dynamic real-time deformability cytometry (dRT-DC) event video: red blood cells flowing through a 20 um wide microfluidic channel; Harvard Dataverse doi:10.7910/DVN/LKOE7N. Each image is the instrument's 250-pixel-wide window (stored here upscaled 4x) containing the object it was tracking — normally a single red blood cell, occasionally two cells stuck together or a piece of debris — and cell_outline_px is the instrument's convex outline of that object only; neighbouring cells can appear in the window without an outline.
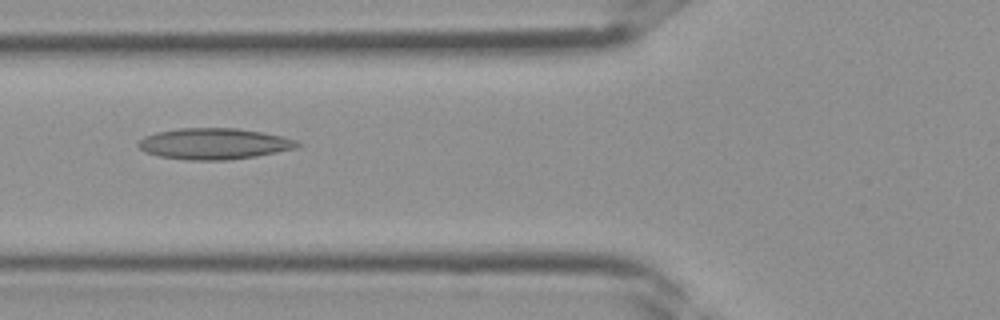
{"species": "Egyptian fruit bat (a non-hibernating species)", "species_latin": "Rousettus aegyptiacus", "temperature_condition": "room temperature", "stored_images_in_passage": 29, "camera_frame_rate_fps": 3000, "um_per_image_px": 0.085, "frame": {"image": 1, "passage_image": 6, "time_ms": 1.667, "image_size_px": [1000, 320], "cell_outline_px": [[304, 144], [296, 148], [256, 156], [228, 160], [184, 160], [160, 156], [144, 152], [136, 144], [144, 136], [156, 132], [180, 128], [236, 128], [260, 132], [280, 136], [296, 140]], "centroid_in_image_um": [18.17, 12.22], "position_along_channel_um": 107.6, "area_um2": 28.84}}
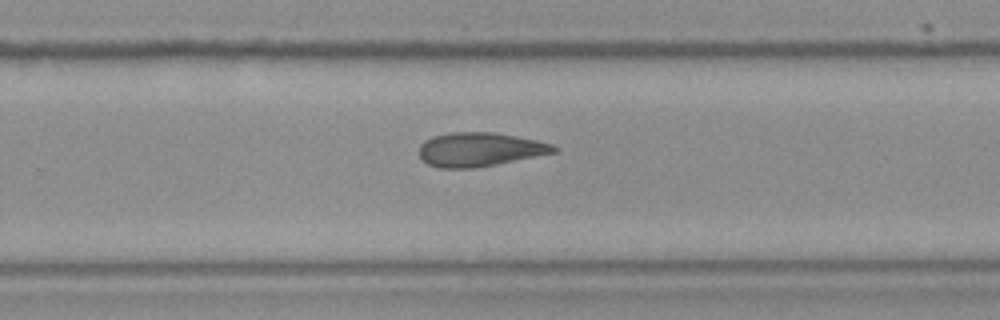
{"frame": {"image": 2, "passage_image": 16, "time_ms": 5.0, "image_size_px": [1000, 320], "cell_outline_px": [[560, 148], [556, 152], [476, 168], [440, 168], [428, 164], [420, 160], [420, 144], [424, 140], [432, 136], [452, 132], [496, 132], [536, 140], [552, 144]], "centroid_in_image_um": [40.75, 12.7], "position_along_channel_um": 289.0, "area_um2": 26.7}}
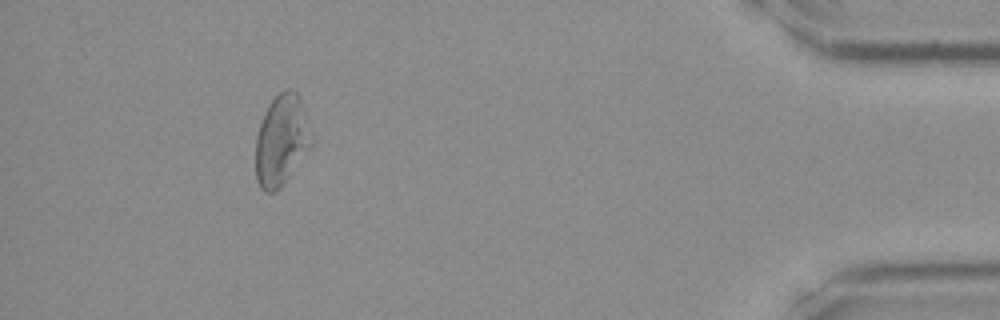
{"frame": {"image": 3, "passage_image": 26, "time_ms": 8.333, "image_size_px": [1000, 320], "cell_outline_px": [[316, 140], [312, 148], [280, 188], [272, 192], [264, 192], [260, 188], [256, 180], [256, 136], [264, 112], [268, 104], [284, 88], [288, 88], [296, 92], [300, 96]], "centroid_in_image_um": [23.98, 11.91], "position_along_channel_um": 411.2, "area_um2": 30.4}}